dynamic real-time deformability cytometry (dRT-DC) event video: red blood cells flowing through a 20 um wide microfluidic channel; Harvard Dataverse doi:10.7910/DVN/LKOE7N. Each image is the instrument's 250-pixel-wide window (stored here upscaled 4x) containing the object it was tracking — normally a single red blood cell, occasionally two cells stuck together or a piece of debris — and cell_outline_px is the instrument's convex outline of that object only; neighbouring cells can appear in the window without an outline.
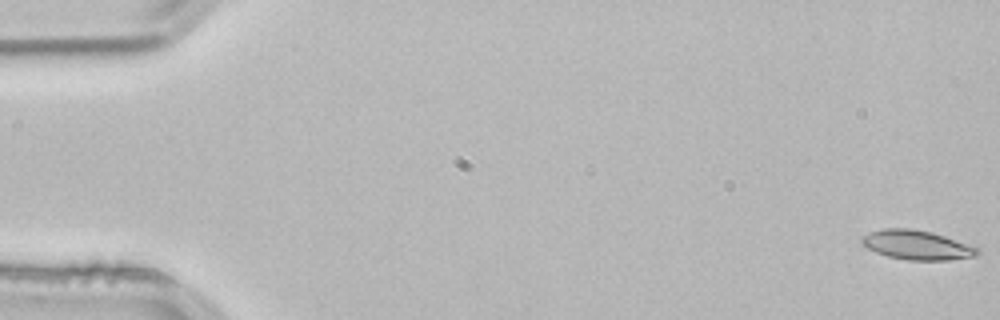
{"species": "common noctule bat (a hibernating species)", "species_latin": "Nyctalus noctula", "temperature_condition": "room temperature", "stored_images_in_passage": 54, "camera_frame_rate_fps": 3000, "um_per_image_px": 0.085, "animal": {"sex": "male", "body_mass_g": 21.5, "forearm_length_mm": 52.0}, "frame": {"image": 1, "passage_image": 1, "time_ms": 0.0, "image_size_px": [1000, 320], "cell_outline_px": [[980, 252], [976, 256], [948, 260], [908, 260], [888, 256], [876, 252], [860, 244], [860, 236], [884, 228], [908, 228], [932, 232], [944, 236], [976, 248]], "centroid_in_image_um": [77.87, 20.82], "position_along_channel_um": 7.1, "area_um2": 19.54}}
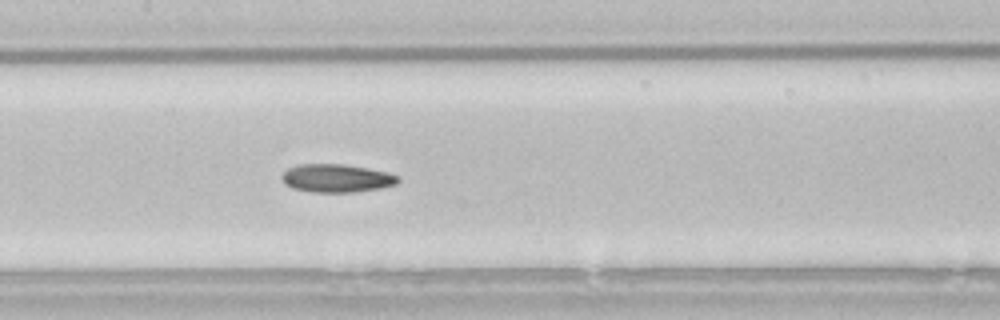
{"frame": {"image": 2, "passage_image": 26, "time_ms": 8.333, "image_size_px": [1000, 320], "cell_outline_px": [[400, 180], [396, 184], [380, 188], [356, 192], [312, 192], [292, 188], [284, 184], [280, 176], [288, 168], [296, 164], [344, 164], [368, 168], [388, 172], [396, 176]], "centroid_in_image_um": [28.57, 15.14], "position_along_channel_um": 178.8, "area_um2": 19.19}}
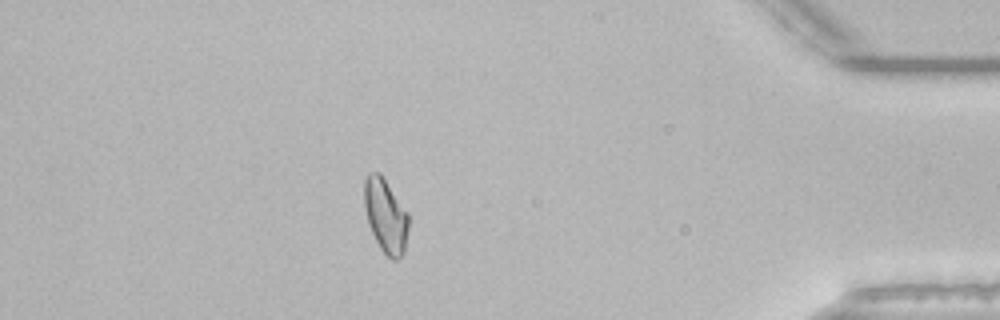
{"frame": {"image": 3, "passage_image": 47, "time_ms": 15.333, "image_size_px": [1000, 320], "cell_outline_px": [[408, 228], [404, 252], [396, 260], [392, 260], [380, 248], [368, 224], [364, 208], [364, 180], [368, 172], [380, 172], [408, 212]], "centroid_in_image_um": [32.76, 18.3], "position_along_channel_um": 402.4, "area_um2": 19.13}, "authors_computed_cell_mechanics": {"area_um2": 19.1318, "velocity_mm_per_s": 3.8401, "shape_relaxation_time_tau1_ms": null, "shape_relaxation_time_tau2_ms": 7.3229, "deformation_change_tau1": null, "deformation_change_tau2": 0.1505}}